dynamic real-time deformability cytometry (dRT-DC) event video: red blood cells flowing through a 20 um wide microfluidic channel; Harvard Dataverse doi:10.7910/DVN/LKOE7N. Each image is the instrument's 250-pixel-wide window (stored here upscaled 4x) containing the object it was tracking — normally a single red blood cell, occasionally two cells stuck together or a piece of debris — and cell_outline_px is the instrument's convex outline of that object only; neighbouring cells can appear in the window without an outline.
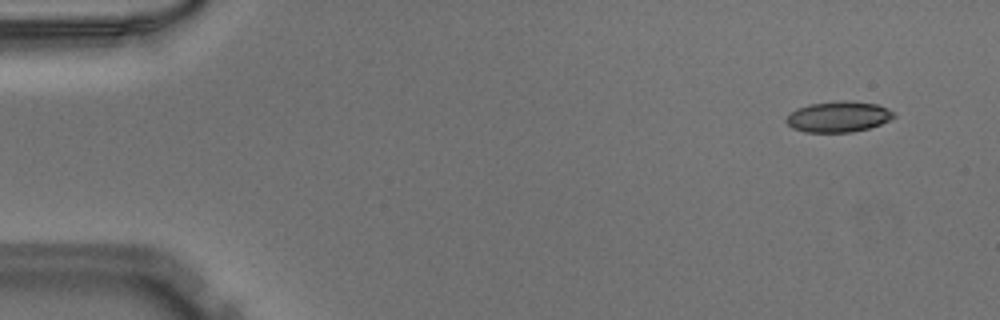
{"species": "Egyptian fruit bat (a non-hibernating species)", "species_latin": "Rousettus aegyptiacus", "temperature_condition": "warm", "stored_images_in_passage": 49, "camera_frame_rate_fps": 3000, "um_per_image_px": 0.085, "animal": {"sex": "male"}, "frame": {"image": 1, "passage_image": 2, "time_ms": 0.333, "image_size_px": [1000, 320], "cell_outline_px": [[896, 116], [880, 124], [868, 128], [852, 132], [804, 132], [792, 128], [784, 120], [796, 108], [808, 104], [840, 100], [848, 100], [876, 104], [888, 108]], "centroid_in_image_um": [71.24, 9.91], "position_along_channel_um": 13.8, "area_um2": 19.31}}
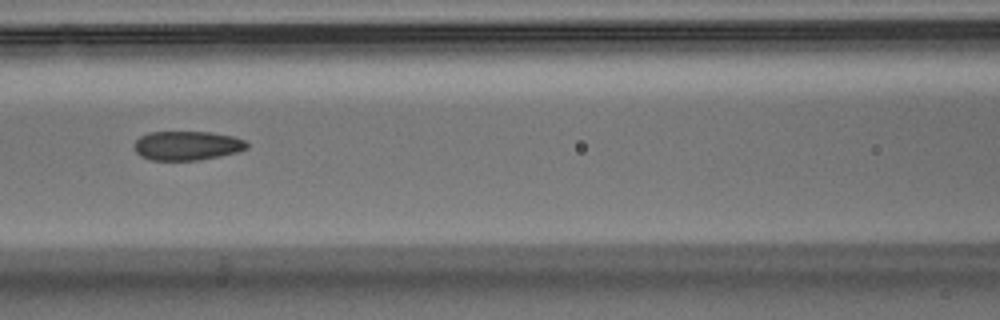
{"frame": {"image": 2, "passage_image": 21, "time_ms": 6.667, "image_size_px": [1000, 320], "cell_outline_px": [[248, 148], [236, 152], [220, 156], [200, 160], [152, 160], [140, 156], [136, 152], [136, 140], [140, 136], [148, 132], [212, 132], [232, 136], [244, 140], [248, 144]], "centroid_in_image_um": [15.91, 12.38], "position_along_channel_um": 150.7, "area_um2": 19.07}}
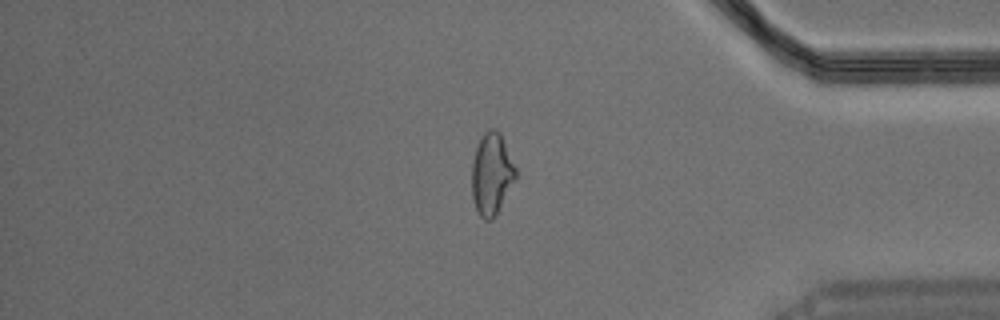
{"frame": {"image": 3, "passage_image": 41, "time_ms": 13.333, "image_size_px": [1000, 320], "cell_outline_px": [[516, 176], [496, 216], [492, 220], [484, 220], [480, 216], [476, 208], [472, 196], [472, 164], [476, 148], [480, 136], [488, 128], [496, 128], [500, 132], [516, 168]], "centroid_in_image_um": [41.78, 14.77], "position_along_channel_um": 393.4, "area_um2": 20.87}}